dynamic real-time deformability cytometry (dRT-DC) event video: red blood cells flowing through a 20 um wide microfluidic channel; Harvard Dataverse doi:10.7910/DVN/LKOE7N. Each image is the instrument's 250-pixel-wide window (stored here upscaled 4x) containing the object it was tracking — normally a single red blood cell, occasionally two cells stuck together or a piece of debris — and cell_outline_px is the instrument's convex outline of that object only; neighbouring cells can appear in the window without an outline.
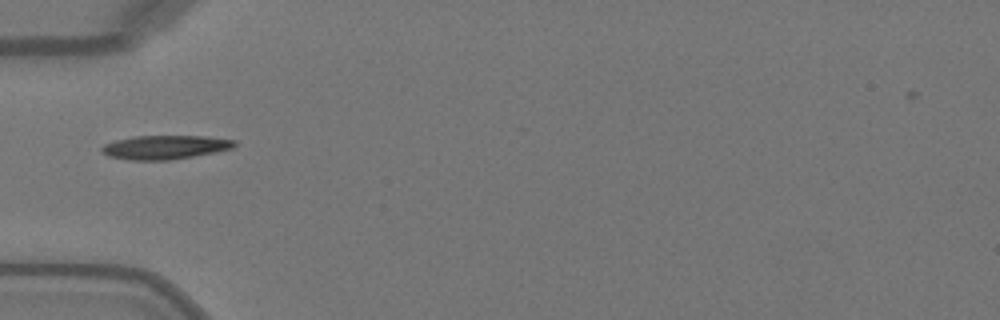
{"species": "Egyptian fruit bat (a non-hibernating species)", "species_latin": "Rousettus aegyptiacus", "temperature_condition": "warm", "stored_images_in_passage": 34, "camera_frame_rate_fps": 3000, "um_per_image_px": 0.085, "animal": {"sex": "female"}, "frame": {"image": 1, "passage_image": 1, "time_ms": 0.0, "image_size_px": [1000, 320], "cell_outline_px": [[236, 144], [232, 148], [216, 152], [168, 160], [128, 160], [108, 156], [100, 152], [100, 148], [104, 144], [116, 140], [136, 136], [204, 136], [236, 140]], "centroid_in_image_um": [13.99, 12.51], "position_along_channel_um": 71.0, "area_um2": 18.44}}
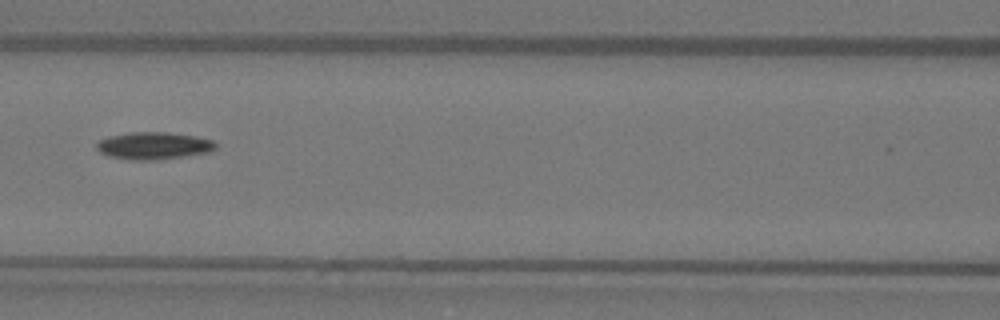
{"frame": {"image": 2, "passage_image": 7, "time_ms": 2.0, "image_size_px": [1000, 320], "cell_outline_px": [[216, 148], [208, 152], [184, 156], [152, 160], [128, 160], [108, 156], [100, 152], [96, 148], [96, 144], [100, 140], [108, 136], [132, 132], [164, 132], [196, 136], [212, 140], [216, 144]], "centroid_in_image_um": [13.03, 12.38], "position_along_channel_um": 153.6, "area_um2": 18.84}}
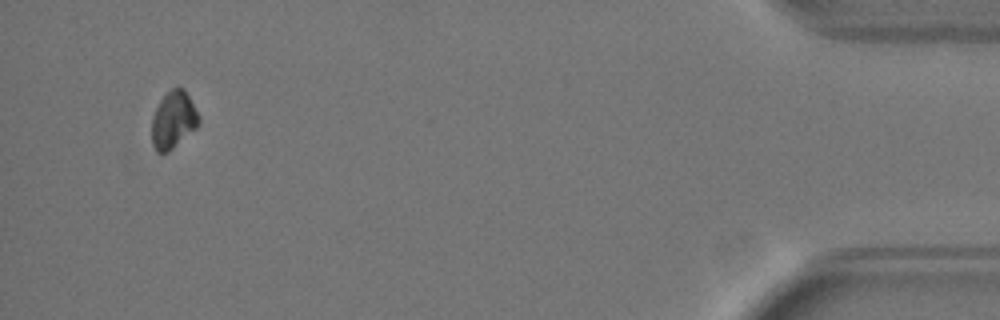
{"frame": {"image": 3, "passage_image": 32, "time_ms": 10.333, "image_size_px": [1000, 320], "cell_outline_px": [[200, 124], [196, 128], [168, 152], [156, 152], [152, 144], [152, 116], [160, 100], [176, 84], [184, 88], [200, 116]], "centroid_in_image_um": [14.75, 10.17], "position_along_channel_um": 420.5, "area_um2": 15.78}}